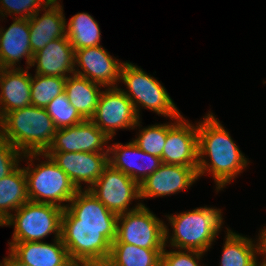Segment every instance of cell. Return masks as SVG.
<instances>
[{
    "mask_svg": "<svg viewBox=\"0 0 266 266\" xmlns=\"http://www.w3.org/2000/svg\"><path fill=\"white\" fill-rule=\"evenodd\" d=\"M226 230L220 266H254L257 255L262 253L260 235L256 242L233 232L229 227Z\"/></svg>",
    "mask_w": 266,
    "mask_h": 266,
    "instance_id": "603a6c76",
    "label": "cell"
},
{
    "mask_svg": "<svg viewBox=\"0 0 266 266\" xmlns=\"http://www.w3.org/2000/svg\"><path fill=\"white\" fill-rule=\"evenodd\" d=\"M88 190L117 215L137 210L143 205L139 202L132 208L129 207L133 200L140 199L139 184L110 164Z\"/></svg>",
    "mask_w": 266,
    "mask_h": 266,
    "instance_id": "9c48e42d",
    "label": "cell"
},
{
    "mask_svg": "<svg viewBox=\"0 0 266 266\" xmlns=\"http://www.w3.org/2000/svg\"><path fill=\"white\" fill-rule=\"evenodd\" d=\"M121 82L127 90L120 89L134 105L139 118L141 107L155 112L158 116L168 117L169 120L181 115L165 87L131 62H124L122 65L119 83Z\"/></svg>",
    "mask_w": 266,
    "mask_h": 266,
    "instance_id": "8992f818",
    "label": "cell"
},
{
    "mask_svg": "<svg viewBox=\"0 0 266 266\" xmlns=\"http://www.w3.org/2000/svg\"><path fill=\"white\" fill-rule=\"evenodd\" d=\"M90 120L111 139L118 129L129 130L142 126L134 105L120 86L102 90L94 116Z\"/></svg>",
    "mask_w": 266,
    "mask_h": 266,
    "instance_id": "30bf717a",
    "label": "cell"
},
{
    "mask_svg": "<svg viewBox=\"0 0 266 266\" xmlns=\"http://www.w3.org/2000/svg\"><path fill=\"white\" fill-rule=\"evenodd\" d=\"M57 128L45 108L27 106L0 119V135L23 154L44 153Z\"/></svg>",
    "mask_w": 266,
    "mask_h": 266,
    "instance_id": "3957f363",
    "label": "cell"
},
{
    "mask_svg": "<svg viewBox=\"0 0 266 266\" xmlns=\"http://www.w3.org/2000/svg\"><path fill=\"white\" fill-rule=\"evenodd\" d=\"M182 117L172 118L174 123L154 124L139 129V134L132 141L138 148L151 155L161 157L166 144L168 130Z\"/></svg>",
    "mask_w": 266,
    "mask_h": 266,
    "instance_id": "f1b7e54d",
    "label": "cell"
},
{
    "mask_svg": "<svg viewBox=\"0 0 266 266\" xmlns=\"http://www.w3.org/2000/svg\"><path fill=\"white\" fill-rule=\"evenodd\" d=\"M66 36L74 50L100 46L101 42L99 24L85 12L75 14L66 22Z\"/></svg>",
    "mask_w": 266,
    "mask_h": 266,
    "instance_id": "4316f807",
    "label": "cell"
},
{
    "mask_svg": "<svg viewBox=\"0 0 266 266\" xmlns=\"http://www.w3.org/2000/svg\"><path fill=\"white\" fill-rule=\"evenodd\" d=\"M23 153L0 135V179L13 172L23 159Z\"/></svg>",
    "mask_w": 266,
    "mask_h": 266,
    "instance_id": "d6a6232c",
    "label": "cell"
},
{
    "mask_svg": "<svg viewBox=\"0 0 266 266\" xmlns=\"http://www.w3.org/2000/svg\"><path fill=\"white\" fill-rule=\"evenodd\" d=\"M100 84L87 78L71 75L66 78L64 92L71 105L86 120L94 116L101 94Z\"/></svg>",
    "mask_w": 266,
    "mask_h": 266,
    "instance_id": "cb8c5ba5",
    "label": "cell"
},
{
    "mask_svg": "<svg viewBox=\"0 0 266 266\" xmlns=\"http://www.w3.org/2000/svg\"><path fill=\"white\" fill-rule=\"evenodd\" d=\"M109 164L128 175L139 185L162 164L161 158L144 152L130 141L108 145Z\"/></svg>",
    "mask_w": 266,
    "mask_h": 266,
    "instance_id": "2e32d148",
    "label": "cell"
},
{
    "mask_svg": "<svg viewBox=\"0 0 266 266\" xmlns=\"http://www.w3.org/2000/svg\"><path fill=\"white\" fill-rule=\"evenodd\" d=\"M63 211L57 205L28 201L2 226H14L11 242H41L52 233L57 239L61 236Z\"/></svg>",
    "mask_w": 266,
    "mask_h": 266,
    "instance_id": "52a82bcc",
    "label": "cell"
},
{
    "mask_svg": "<svg viewBox=\"0 0 266 266\" xmlns=\"http://www.w3.org/2000/svg\"><path fill=\"white\" fill-rule=\"evenodd\" d=\"M9 253L10 254L4 257L2 262H0V266H30L18 259L10 250Z\"/></svg>",
    "mask_w": 266,
    "mask_h": 266,
    "instance_id": "836d02e7",
    "label": "cell"
},
{
    "mask_svg": "<svg viewBox=\"0 0 266 266\" xmlns=\"http://www.w3.org/2000/svg\"><path fill=\"white\" fill-rule=\"evenodd\" d=\"M260 255L263 256L264 259L262 258V262L260 261V263L258 262V259H256L254 266H266V256L262 253Z\"/></svg>",
    "mask_w": 266,
    "mask_h": 266,
    "instance_id": "d590c367",
    "label": "cell"
},
{
    "mask_svg": "<svg viewBox=\"0 0 266 266\" xmlns=\"http://www.w3.org/2000/svg\"><path fill=\"white\" fill-rule=\"evenodd\" d=\"M9 250L30 266H76L70 259L61 238L53 243L8 242Z\"/></svg>",
    "mask_w": 266,
    "mask_h": 266,
    "instance_id": "44dd1931",
    "label": "cell"
},
{
    "mask_svg": "<svg viewBox=\"0 0 266 266\" xmlns=\"http://www.w3.org/2000/svg\"><path fill=\"white\" fill-rule=\"evenodd\" d=\"M112 243L164 249L165 223L143 204L137 210L118 215L116 239Z\"/></svg>",
    "mask_w": 266,
    "mask_h": 266,
    "instance_id": "ba28073f",
    "label": "cell"
},
{
    "mask_svg": "<svg viewBox=\"0 0 266 266\" xmlns=\"http://www.w3.org/2000/svg\"><path fill=\"white\" fill-rule=\"evenodd\" d=\"M205 253L195 250H166V245L161 253V266H203L199 261Z\"/></svg>",
    "mask_w": 266,
    "mask_h": 266,
    "instance_id": "1f68e13d",
    "label": "cell"
},
{
    "mask_svg": "<svg viewBox=\"0 0 266 266\" xmlns=\"http://www.w3.org/2000/svg\"><path fill=\"white\" fill-rule=\"evenodd\" d=\"M45 109L57 129L70 127L85 120L71 105L65 92L55 97Z\"/></svg>",
    "mask_w": 266,
    "mask_h": 266,
    "instance_id": "f546056e",
    "label": "cell"
},
{
    "mask_svg": "<svg viewBox=\"0 0 266 266\" xmlns=\"http://www.w3.org/2000/svg\"><path fill=\"white\" fill-rule=\"evenodd\" d=\"M40 156L46 158V161L35 166L34 161L39 160ZM23 158L28 164L23 168L29 201L53 204L66 209L68 204L64 202L69 203L78 191L67 174L44 153H25Z\"/></svg>",
    "mask_w": 266,
    "mask_h": 266,
    "instance_id": "277c9868",
    "label": "cell"
},
{
    "mask_svg": "<svg viewBox=\"0 0 266 266\" xmlns=\"http://www.w3.org/2000/svg\"><path fill=\"white\" fill-rule=\"evenodd\" d=\"M117 217L88 189H81L64 209L61 225L117 226Z\"/></svg>",
    "mask_w": 266,
    "mask_h": 266,
    "instance_id": "e0dca14e",
    "label": "cell"
},
{
    "mask_svg": "<svg viewBox=\"0 0 266 266\" xmlns=\"http://www.w3.org/2000/svg\"><path fill=\"white\" fill-rule=\"evenodd\" d=\"M29 201L24 168L17 167L0 179V222L3 224L23 204Z\"/></svg>",
    "mask_w": 266,
    "mask_h": 266,
    "instance_id": "d4e9b609",
    "label": "cell"
},
{
    "mask_svg": "<svg viewBox=\"0 0 266 266\" xmlns=\"http://www.w3.org/2000/svg\"><path fill=\"white\" fill-rule=\"evenodd\" d=\"M31 74V105L46 108L64 92L66 78Z\"/></svg>",
    "mask_w": 266,
    "mask_h": 266,
    "instance_id": "83f0119b",
    "label": "cell"
},
{
    "mask_svg": "<svg viewBox=\"0 0 266 266\" xmlns=\"http://www.w3.org/2000/svg\"><path fill=\"white\" fill-rule=\"evenodd\" d=\"M162 163L187 167L198 166V128L183 116L168 130Z\"/></svg>",
    "mask_w": 266,
    "mask_h": 266,
    "instance_id": "9a60e30c",
    "label": "cell"
},
{
    "mask_svg": "<svg viewBox=\"0 0 266 266\" xmlns=\"http://www.w3.org/2000/svg\"><path fill=\"white\" fill-rule=\"evenodd\" d=\"M33 66L36 67L35 74L43 76L67 78L73 75L75 50L67 36L52 40L42 50L33 54L29 69Z\"/></svg>",
    "mask_w": 266,
    "mask_h": 266,
    "instance_id": "ac0fdd59",
    "label": "cell"
},
{
    "mask_svg": "<svg viewBox=\"0 0 266 266\" xmlns=\"http://www.w3.org/2000/svg\"><path fill=\"white\" fill-rule=\"evenodd\" d=\"M198 180L197 167L162 163L140 185V200L177 194Z\"/></svg>",
    "mask_w": 266,
    "mask_h": 266,
    "instance_id": "5bb4252c",
    "label": "cell"
},
{
    "mask_svg": "<svg viewBox=\"0 0 266 266\" xmlns=\"http://www.w3.org/2000/svg\"><path fill=\"white\" fill-rule=\"evenodd\" d=\"M117 226L61 225V240L76 266H104Z\"/></svg>",
    "mask_w": 266,
    "mask_h": 266,
    "instance_id": "5b68a950",
    "label": "cell"
},
{
    "mask_svg": "<svg viewBox=\"0 0 266 266\" xmlns=\"http://www.w3.org/2000/svg\"><path fill=\"white\" fill-rule=\"evenodd\" d=\"M51 1L52 0H0V16L2 15L1 19H3L7 17V15L11 16L13 14L15 16L13 17L12 15V18L29 19L38 11H42ZM17 14L19 15L17 16Z\"/></svg>",
    "mask_w": 266,
    "mask_h": 266,
    "instance_id": "4dcf8cb0",
    "label": "cell"
},
{
    "mask_svg": "<svg viewBox=\"0 0 266 266\" xmlns=\"http://www.w3.org/2000/svg\"><path fill=\"white\" fill-rule=\"evenodd\" d=\"M259 233L258 235H260L261 239V251L262 254L266 256V226L264 227V229H261Z\"/></svg>",
    "mask_w": 266,
    "mask_h": 266,
    "instance_id": "e575fe53",
    "label": "cell"
},
{
    "mask_svg": "<svg viewBox=\"0 0 266 266\" xmlns=\"http://www.w3.org/2000/svg\"><path fill=\"white\" fill-rule=\"evenodd\" d=\"M202 119L197 123V175L199 179L206 173H212L216 191L219 192L227 184H230L237 175L243 173L250 161L212 112H208Z\"/></svg>",
    "mask_w": 266,
    "mask_h": 266,
    "instance_id": "6da1fadb",
    "label": "cell"
},
{
    "mask_svg": "<svg viewBox=\"0 0 266 266\" xmlns=\"http://www.w3.org/2000/svg\"><path fill=\"white\" fill-rule=\"evenodd\" d=\"M164 249H146L128 243H112L104 266H161Z\"/></svg>",
    "mask_w": 266,
    "mask_h": 266,
    "instance_id": "484cf974",
    "label": "cell"
},
{
    "mask_svg": "<svg viewBox=\"0 0 266 266\" xmlns=\"http://www.w3.org/2000/svg\"><path fill=\"white\" fill-rule=\"evenodd\" d=\"M12 20L7 29L0 28V68H20L17 64L25 57L26 68L29 69L33 58L29 21L25 18Z\"/></svg>",
    "mask_w": 266,
    "mask_h": 266,
    "instance_id": "d6986e66",
    "label": "cell"
},
{
    "mask_svg": "<svg viewBox=\"0 0 266 266\" xmlns=\"http://www.w3.org/2000/svg\"><path fill=\"white\" fill-rule=\"evenodd\" d=\"M67 174L78 190L89 189L109 164L108 153L44 152Z\"/></svg>",
    "mask_w": 266,
    "mask_h": 266,
    "instance_id": "4fadbf2b",
    "label": "cell"
},
{
    "mask_svg": "<svg viewBox=\"0 0 266 266\" xmlns=\"http://www.w3.org/2000/svg\"><path fill=\"white\" fill-rule=\"evenodd\" d=\"M109 141L111 138L90 119H86L79 124L57 129L52 143L45 152L108 153Z\"/></svg>",
    "mask_w": 266,
    "mask_h": 266,
    "instance_id": "7c38bea8",
    "label": "cell"
},
{
    "mask_svg": "<svg viewBox=\"0 0 266 266\" xmlns=\"http://www.w3.org/2000/svg\"><path fill=\"white\" fill-rule=\"evenodd\" d=\"M123 64L124 62L111 56L102 45L76 49L74 74L104 88L118 87Z\"/></svg>",
    "mask_w": 266,
    "mask_h": 266,
    "instance_id": "8fae6325",
    "label": "cell"
},
{
    "mask_svg": "<svg viewBox=\"0 0 266 266\" xmlns=\"http://www.w3.org/2000/svg\"><path fill=\"white\" fill-rule=\"evenodd\" d=\"M21 68H0V119L31 105V73Z\"/></svg>",
    "mask_w": 266,
    "mask_h": 266,
    "instance_id": "7402d4cb",
    "label": "cell"
},
{
    "mask_svg": "<svg viewBox=\"0 0 266 266\" xmlns=\"http://www.w3.org/2000/svg\"><path fill=\"white\" fill-rule=\"evenodd\" d=\"M221 209L197 207L179 214L165 215L172 226V236L165 224V245L179 250L207 252L223 228Z\"/></svg>",
    "mask_w": 266,
    "mask_h": 266,
    "instance_id": "7a4b0ae2",
    "label": "cell"
},
{
    "mask_svg": "<svg viewBox=\"0 0 266 266\" xmlns=\"http://www.w3.org/2000/svg\"><path fill=\"white\" fill-rule=\"evenodd\" d=\"M28 19L30 46L33 54L42 50L49 42L66 36V19L63 6L58 0H52L43 9Z\"/></svg>",
    "mask_w": 266,
    "mask_h": 266,
    "instance_id": "ffe728a7",
    "label": "cell"
}]
</instances>
